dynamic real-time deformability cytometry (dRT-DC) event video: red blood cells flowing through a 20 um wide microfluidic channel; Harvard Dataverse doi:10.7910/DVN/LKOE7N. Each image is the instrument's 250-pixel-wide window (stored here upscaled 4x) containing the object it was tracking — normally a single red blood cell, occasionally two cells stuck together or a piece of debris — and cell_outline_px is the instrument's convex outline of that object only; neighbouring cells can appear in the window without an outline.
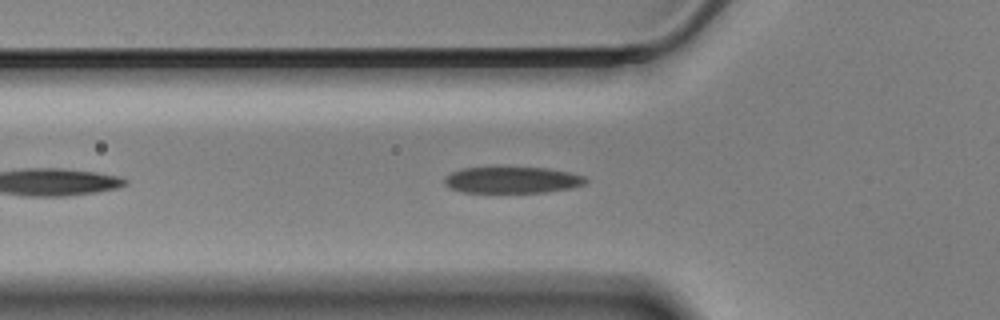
{"species": "Egyptian fruit bat (a non-hibernating species)", "species_latin": "Rousettus aegyptiacus", "temperature_condition": "cold", "stored_images_in_passage": 26, "camera_frame_rate_fps": 3000, "um_per_image_px": 0.085, "animal": {"sex": "male"}, "frame": {"image": 1, "passage_image": 7, "time_ms": 2.0, "image_size_px": [1000, 320], "cell_outline_px": [[588, 180], [584, 184], [572, 188], [544, 192], [464, 192], [448, 188], [444, 184], [444, 176], [452, 172], [464, 168], [496, 164], [548, 168], [568, 172], [584, 176]], "centroid_in_image_um": [43.48, 15.24], "position_along_channel_um": 82.3, "area_um2": 22.77}}
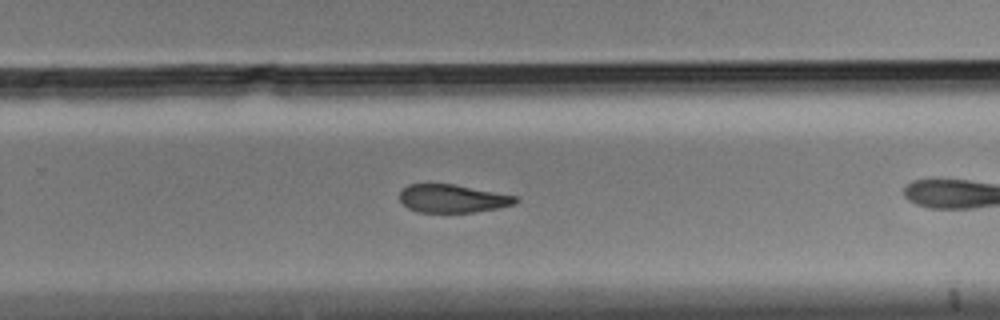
{"frame": {"image": 2, "passage_image": 18, "time_ms": 5.667, "image_size_px": [1000, 320], "cell_outline_px": [[520, 200], [516, 204], [500, 208], [476, 212], [416, 212], [408, 208], [400, 200], [400, 192], [408, 184], [452, 184], [516, 196]], "centroid_in_image_um": [38.49, 16.89], "position_along_channel_um": 291.3, "area_um2": 18.96}}
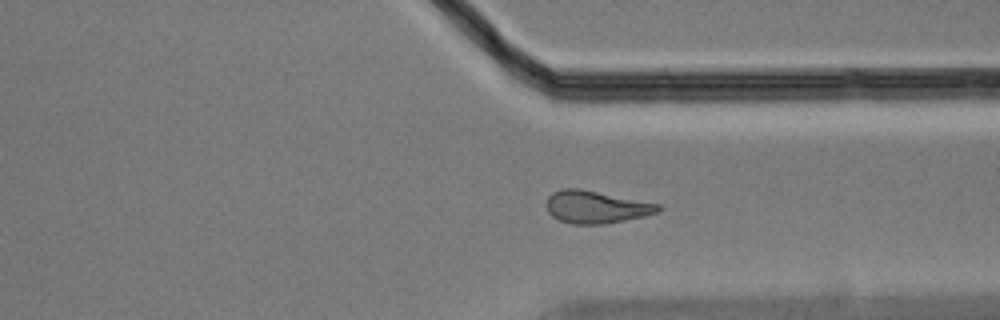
{"frame": {"image": 3, "passage_image": 24, "time_ms": 7.667, "image_size_px": [1000, 320], "cell_outline_px": [[660, 208], [656, 212], [644, 216], [604, 224], [572, 224], [560, 220], [552, 216], [548, 212], [548, 196], [552, 192], [564, 188], [580, 188], [660, 204]], "centroid_in_image_um": [50.64, 17.59], "position_along_channel_um": 360.8, "area_um2": 20.92}}